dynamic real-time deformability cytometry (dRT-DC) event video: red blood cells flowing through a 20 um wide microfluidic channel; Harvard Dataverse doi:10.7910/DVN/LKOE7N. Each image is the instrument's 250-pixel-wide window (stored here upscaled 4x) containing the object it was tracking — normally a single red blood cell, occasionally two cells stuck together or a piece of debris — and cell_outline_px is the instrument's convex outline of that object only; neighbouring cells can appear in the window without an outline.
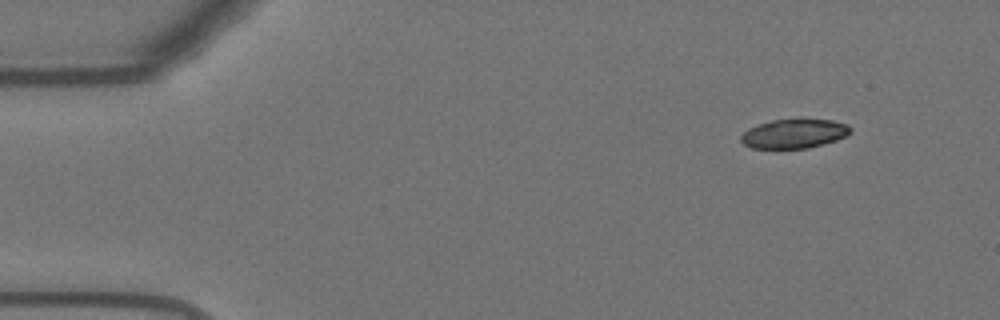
{"species": "Egyptian fruit bat (a non-hibernating species)", "species_latin": "Rousettus aegyptiacus", "temperature_condition": "warm", "stored_images_in_passage": 51, "camera_frame_rate_fps": 3000, "um_per_image_px": 0.085, "animal": {"sex": "female"}, "frame": {"image": 1, "passage_image": 1, "time_ms": 0.0, "image_size_px": [1000, 320], "cell_outline_px": [[852, 132], [848, 136], [824, 144], [808, 148], [752, 148], [744, 144], [740, 140], [740, 136], [748, 128], [772, 120], [832, 120], [848, 124], [852, 128]], "centroid_in_image_um": [67.54, 11.37], "position_along_channel_um": 17.5, "area_um2": 18.55}}
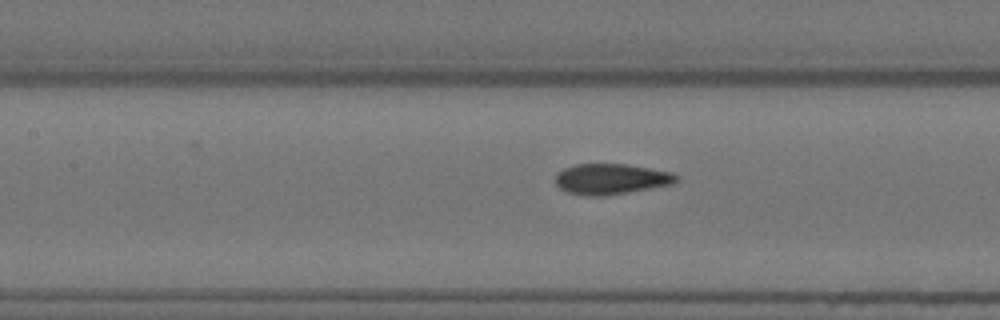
{"frame": {"image": 2, "passage_image": 20, "time_ms": 6.333, "image_size_px": [1000, 320], "cell_outline_px": [[680, 180], [672, 184], [604, 196], [588, 196], [568, 192], [560, 188], [556, 184], [556, 176], [564, 168], [576, 164], [628, 164], [672, 172], [680, 176]], "centroid_in_image_um": [51.98, 15.21], "position_along_channel_um": 155.4, "area_um2": 21.5}}
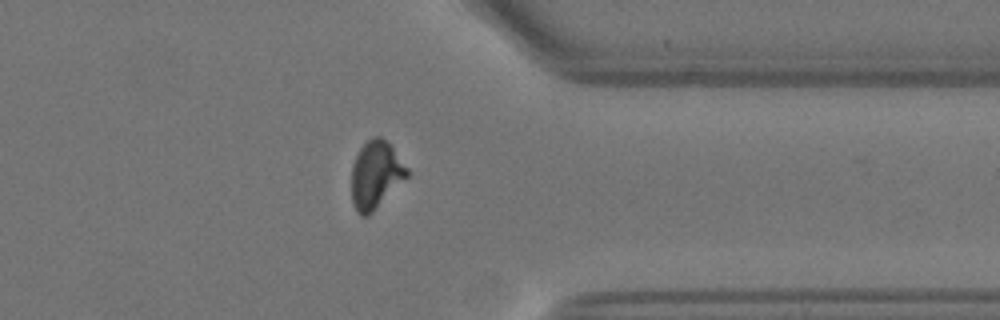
{"frame": {"image": 3, "passage_image": 39, "time_ms": 12.667, "image_size_px": [1000, 320], "cell_outline_px": [[408, 176], [368, 216], [360, 216], [356, 212], [352, 200], [352, 164], [360, 148], [372, 136], [380, 136], [392, 148], [408, 168]], "centroid_in_image_um": [31.92, 14.87], "position_along_channel_um": 379.5, "area_um2": 21.5}, "authors_computed_cell_mechanics": {"area_um2": 21.5016, "velocity_mm_per_s": 3.6725, "shape_relaxation_time_tau1_ms": 4.5469, "shape_relaxation_time_tau2_ms": 0.7754, "deformation_change_tau1": 0.1809, "deformation_change_tau2": 0.0609}}